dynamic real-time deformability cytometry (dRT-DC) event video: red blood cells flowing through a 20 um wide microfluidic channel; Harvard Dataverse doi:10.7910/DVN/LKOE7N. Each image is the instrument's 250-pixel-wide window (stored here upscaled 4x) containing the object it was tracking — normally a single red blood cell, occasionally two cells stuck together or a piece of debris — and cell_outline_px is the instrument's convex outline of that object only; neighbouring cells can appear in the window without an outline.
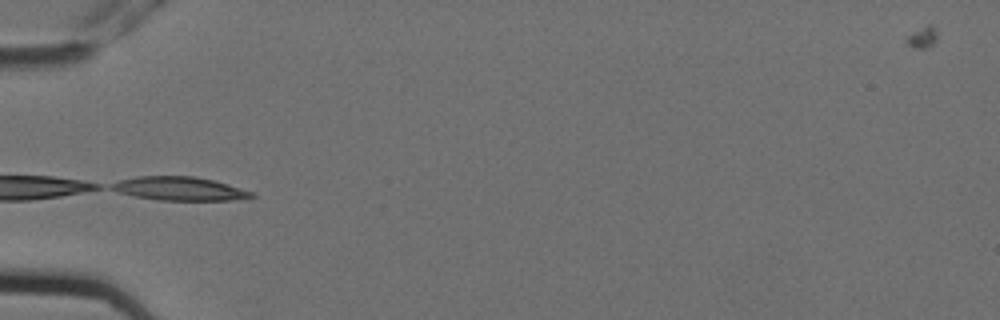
{"species": "Egyptian fruit bat (a non-hibernating species)", "species_latin": "Rousettus aegyptiacus", "temperature_condition": "cold", "stored_images_in_passage": 5, "segment_of_instrument_passage": [2, 2], "camera_frame_rate_fps": 3000, "um_per_image_px": 0.085, "animal": {"sex": "female"}, "frame": {"image": 1, "passage_image": 5, "time_ms": 1.333, "image_size_px": [1000, 320], "cell_outline_px": [[256, 196], [248, 200], [160, 200], [132, 196], [108, 188], [108, 184], [120, 180], [136, 176], [196, 176], [228, 184], [252, 192]], "centroid_in_image_um": [15.26, 16.04], "position_along_channel_um": 69.7, "area_um2": 19.48}}